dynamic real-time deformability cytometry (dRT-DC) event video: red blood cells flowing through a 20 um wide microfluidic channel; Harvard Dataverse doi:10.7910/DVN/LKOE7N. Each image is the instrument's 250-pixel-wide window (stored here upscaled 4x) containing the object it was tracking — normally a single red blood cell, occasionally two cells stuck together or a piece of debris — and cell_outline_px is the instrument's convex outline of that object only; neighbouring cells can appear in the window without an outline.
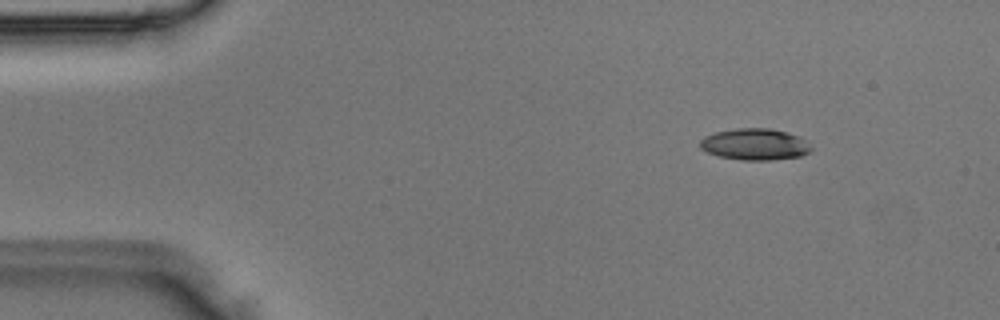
{"species": "Egyptian fruit bat (a non-hibernating species)", "species_latin": "Rousettus aegyptiacus", "temperature_condition": "room temperature", "stored_images_in_passage": 4, "camera_frame_rate_fps": 3000, "um_per_image_px": 0.085, "animal": {"sex": "male"}, "frame": {"image": 1, "passage_image": 1, "time_ms": 0.0, "image_size_px": [1000, 320], "cell_outline_px": [[812, 148], [808, 152], [800, 156], [772, 160], [740, 160], [720, 156], [708, 152], [700, 148], [700, 140], [704, 136], [716, 132], [736, 128], [768, 128], [800, 136]], "centroid_in_image_um": [64.14, 12.27], "position_along_channel_um": 20.9, "area_um2": 20.23}}
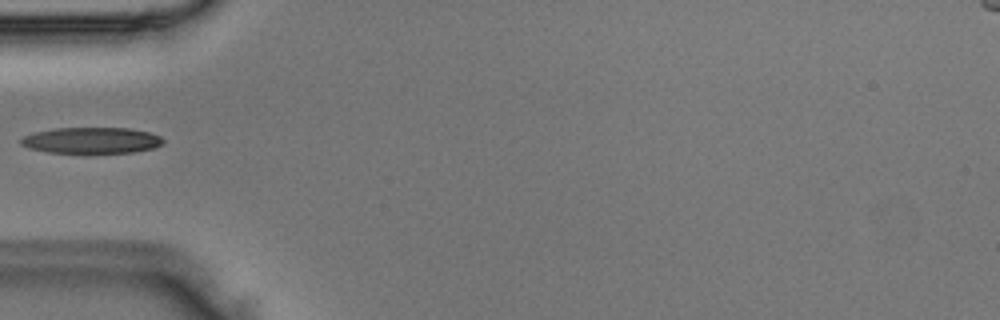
{"frame": {"image": 2, "passage_image": 4, "time_ms": 1.0, "image_size_px": [1000, 320], "cell_outline_px": [[164, 144], [152, 148], [136, 152], [84, 156], [48, 152], [28, 148], [20, 144], [20, 140], [24, 136], [36, 132], [56, 128], [128, 128], [148, 132], [160, 136], [164, 140]], "centroid_in_image_um": [7.78, 11.99], "position_along_channel_um": 77.2, "area_um2": 22.66}}